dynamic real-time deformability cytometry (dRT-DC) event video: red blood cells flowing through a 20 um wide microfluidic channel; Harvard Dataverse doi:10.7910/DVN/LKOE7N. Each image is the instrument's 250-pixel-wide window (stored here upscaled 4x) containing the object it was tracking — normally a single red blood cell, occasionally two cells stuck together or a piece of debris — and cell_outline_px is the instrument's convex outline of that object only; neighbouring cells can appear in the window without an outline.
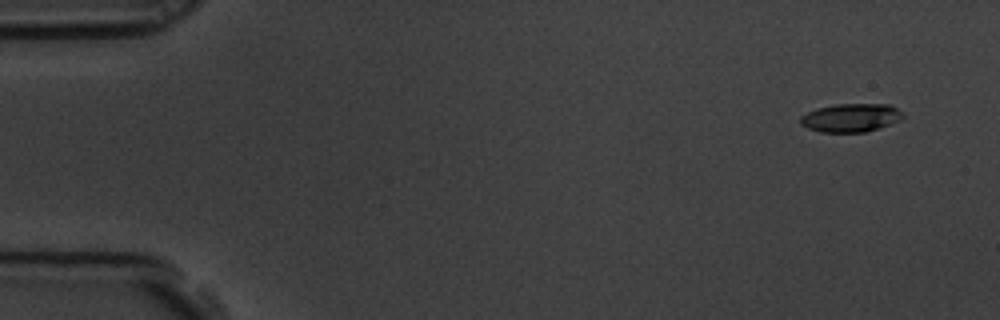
{"species": "common noctule bat (a hibernating species)", "species_latin": "Nyctalus noctula", "temperature_condition": "room temperature", "stored_images_in_passage": 57, "camera_frame_rate_fps": 3000, "um_per_image_px": 0.085, "animal": {"sex": "male", "body_mass_g": 19.5, "forearm_length_mm": 54.6}, "frame": {"image": 1, "passage_image": 1, "time_ms": 0.0, "image_size_px": [1000, 320], "cell_outline_px": [[904, 116], [900, 120], [880, 128], [864, 132], [820, 132], [808, 128], [800, 124], [800, 116], [816, 108], [836, 104], [888, 104], [896, 108]], "centroid_in_image_um": [72.3, 10.01], "position_along_channel_um": 12.7, "area_um2": 16.94}}
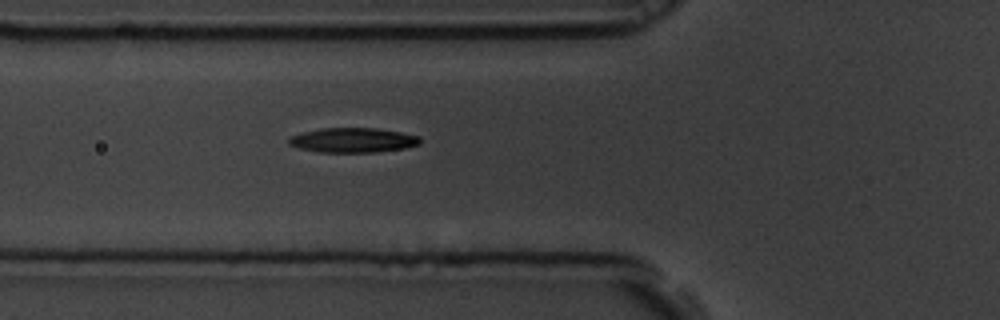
{"frame": {"image": 2, "passage_image": 19, "time_ms": 6.0, "image_size_px": [1000, 320], "cell_outline_px": [[420, 144], [404, 148], [376, 152], [320, 152], [300, 148], [288, 144], [288, 140], [292, 136], [304, 132], [320, 128], [376, 128], [400, 132], [420, 136]], "centroid_in_image_um": [30.02, 11.91], "position_along_channel_um": 95.8, "area_um2": 18.73}}
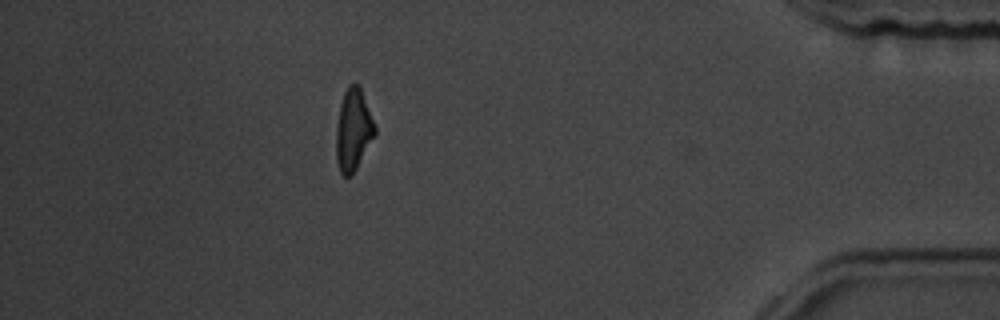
{"frame": {"image": 3, "passage_image": 50, "time_ms": 16.333, "image_size_px": [1000, 320], "cell_outline_px": [[376, 132], [352, 176], [344, 176], [340, 172], [336, 160], [336, 124], [340, 104], [344, 92], [348, 84], [360, 84], [376, 128]], "centroid_in_image_um": [30.01, 11.02], "position_along_channel_um": 405.2, "area_um2": 18.5}, "authors_computed_cell_mechanics": {"area_um2": 18.6116, "velocity_mm_per_s": 3.4519, "shape_relaxation_time_tau1_ms": 3.8466, "shape_relaxation_time_tau2_ms": 4.6434, "deformation_change_tau1": 0.1434, "deformation_change_tau2": 0.1321}}